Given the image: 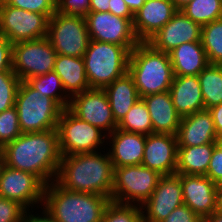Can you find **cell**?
I'll list each match as a JSON object with an SVG mask.
<instances>
[{"label": "cell", "mask_w": 222, "mask_h": 222, "mask_svg": "<svg viewBox=\"0 0 222 222\" xmlns=\"http://www.w3.org/2000/svg\"><path fill=\"white\" fill-rule=\"evenodd\" d=\"M2 155L6 166L31 173L46 186L56 179L62 159L57 129L22 133L2 147Z\"/></svg>", "instance_id": "6da1fadb"}, {"label": "cell", "mask_w": 222, "mask_h": 222, "mask_svg": "<svg viewBox=\"0 0 222 222\" xmlns=\"http://www.w3.org/2000/svg\"><path fill=\"white\" fill-rule=\"evenodd\" d=\"M62 156L55 181L64 189L107 196L111 200L114 167L108 152Z\"/></svg>", "instance_id": "7a4b0ae2"}, {"label": "cell", "mask_w": 222, "mask_h": 222, "mask_svg": "<svg viewBox=\"0 0 222 222\" xmlns=\"http://www.w3.org/2000/svg\"><path fill=\"white\" fill-rule=\"evenodd\" d=\"M110 201L104 195L64 189L54 180L44 188L42 206L58 222H102Z\"/></svg>", "instance_id": "3957f363"}, {"label": "cell", "mask_w": 222, "mask_h": 222, "mask_svg": "<svg viewBox=\"0 0 222 222\" xmlns=\"http://www.w3.org/2000/svg\"><path fill=\"white\" fill-rule=\"evenodd\" d=\"M128 73L133 77L140 98L167 92L174 80L169 53L140 42L130 51Z\"/></svg>", "instance_id": "277c9868"}, {"label": "cell", "mask_w": 222, "mask_h": 222, "mask_svg": "<svg viewBox=\"0 0 222 222\" xmlns=\"http://www.w3.org/2000/svg\"><path fill=\"white\" fill-rule=\"evenodd\" d=\"M130 52L121 45L89 41L83 55L90 88L104 89L128 72Z\"/></svg>", "instance_id": "5b68a950"}, {"label": "cell", "mask_w": 222, "mask_h": 222, "mask_svg": "<svg viewBox=\"0 0 222 222\" xmlns=\"http://www.w3.org/2000/svg\"><path fill=\"white\" fill-rule=\"evenodd\" d=\"M15 107L22 133L57 129V123L63 111L54 99L33 89L26 81H20Z\"/></svg>", "instance_id": "8992f818"}, {"label": "cell", "mask_w": 222, "mask_h": 222, "mask_svg": "<svg viewBox=\"0 0 222 222\" xmlns=\"http://www.w3.org/2000/svg\"><path fill=\"white\" fill-rule=\"evenodd\" d=\"M57 132L62 156L95 153L105 140L107 143V135L102 130L79 119L68 108L60 115Z\"/></svg>", "instance_id": "52a82bcc"}, {"label": "cell", "mask_w": 222, "mask_h": 222, "mask_svg": "<svg viewBox=\"0 0 222 222\" xmlns=\"http://www.w3.org/2000/svg\"><path fill=\"white\" fill-rule=\"evenodd\" d=\"M161 176L143 165L114 167L111 201L141 206L150 198Z\"/></svg>", "instance_id": "ba28073f"}, {"label": "cell", "mask_w": 222, "mask_h": 222, "mask_svg": "<svg viewBox=\"0 0 222 222\" xmlns=\"http://www.w3.org/2000/svg\"><path fill=\"white\" fill-rule=\"evenodd\" d=\"M47 38L57 54L83 57L90 41L85 17L56 11L49 18Z\"/></svg>", "instance_id": "9c48e42d"}, {"label": "cell", "mask_w": 222, "mask_h": 222, "mask_svg": "<svg viewBox=\"0 0 222 222\" xmlns=\"http://www.w3.org/2000/svg\"><path fill=\"white\" fill-rule=\"evenodd\" d=\"M57 52L47 37L16 42L12 46V70L21 81L52 72Z\"/></svg>", "instance_id": "30bf717a"}, {"label": "cell", "mask_w": 222, "mask_h": 222, "mask_svg": "<svg viewBox=\"0 0 222 222\" xmlns=\"http://www.w3.org/2000/svg\"><path fill=\"white\" fill-rule=\"evenodd\" d=\"M49 16L0 4V35L12 44L47 37Z\"/></svg>", "instance_id": "8fae6325"}, {"label": "cell", "mask_w": 222, "mask_h": 222, "mask_svg": "<svg viewBox=\"0 0 222 222\" xmlns=\"http://www.w3.org/2000/svg\"><path fill=\"white\" fill-rule=\"evenodd\" d=\"M84 17L91 40L121 45L129 52L140 43L133 29V19L111 12H88Z\"/></svg>", "instance_id": "7c38bea8"}, {"label": "cell", "mask_w": 222, "mask_h": 222, "mask_svg": "<svg viewBox=\"0 0 222 222\" xmlns=\"http://www.w3.org/2000/svg\"><path fill=\"white\" fill-rule=\"evenodd\" d=\"M68 109L79 119L98 127L106 135L117 129L108 96L104 89L90 88L73 95ZM108 132V133H107Z\"/></svg>", "instance_id": "4fadbf2b"}, {"label": "cell", "mask_w": 222, "mask_h": 222, "mask_svg": "<svg viewBox=\"0 0 222 222\" xmlns=\"http://www.w3.org/2000/svg\"><path fill=\"white\" fill-rule=\"evenodd\" d=\"M45 185L33 174L4 166L0 177V197L15 201L26 210L43 205Z\"/></svg>", "instance_id": "5bb4252c"}, {"label": "cell", "mask_w": 222, "mask_h": 222, "mask_svg": "<svg viewBox=\"0 0 222 222\" xmlns=\"http://www.w3.org/2000/svg\"><path fill=\"white\" fill-rule=\"evenodd\" d=\"M182 204L181 174L163 175L150 198L141 205L143 220L161 222Z\"/></svg>", "instance_id": "9a60e30c"}, {"label": "cell", "mask_w": 222, "mask_h": 222, "mask_svg": "<svg viewBox=\"0 0 222 222\" xmlns=\"http://www.w3.org/2000/svg\"><path fill=\"white\" fill-rule=\"evenodd\" d=\"M201 41V26L178 10L147 42L156 50L169 53L183 43Z\"/></svg>", "instance_id": "2e32d148"}, {"label": "cell", "mask_w": 222, "mask_h": 222, "mask_svg": "<svg viewBox=\"0 0 222 222\" xmlns=\"http://www.w3.org/2000/svg\"><path fill=\"white\" fill-rule=\"evenodd\" d=\"M177 136L167 133H151L146 136L141 165L160 175H173L177 169Z\"/></svg>", "instance_id": "e0dca14e"}, {"label": "cell", "mask_w": 222, "mask_h": 222, "mask_svg": "<svg viewBox=\"0 0 222 222\" xmlns=\"http://www.w3.org/2000/svg\"><path fill=\"white\" fill-rule=\"evenodd\" d=\"M183 201L201 219L210 216L216 208V188L209 177L181 174Z\"/></svg>", "instance_id": "ac0fdd59"}, {"label": "cell", "mask_w": 222, "mask_h": 222, "mask_svg": "<svg viewBox=\"0 0 222 222\" xmlns=\"http://www.w3.org/2000/svg\"><path fill=\"white\" fill-rule=\"evenodd\" d=\"M178 11L171 0H146L134 13L133 29L140 42H147Z\"/></svg>", "instance_id": "d6986e66"}, {"label": "cell", "mask_w": 222, "mask_h": 222, "mask_svg": "<svg viewBox=\"0 0 222 222\" xmlns=\"http://www.w3.org/2000/svg\"><path fill=\"white\" fill-rule=\"evenodd\" d=\"M110 138L108 153L113 167L141 165L144 156L146 135L115 129L107 136Z\"/></svg>", "instance_id": "ffe728a7"}, {"label": "cell", "mask_w": 222, "mask_h": 222, "mask_svg": "<svg viewBox=\"0 0 222 222\" xmlns=\"http://www.w3.org/2000/svg\"><path fill=\"white\" fill-rule=\"evenodd\" d=\"M176 136L178 146H201L216 143L218 138L208 109L182 117Z\"/></svg>", "instance_id": "44dd1931"}, {"label": "cell", "mask_w": 222, "mask_h": 222, "mask_svg": "<svg viewBox=\"0 0 222 222\" xmlns=\"http://www.w3.org/2000/svg\"><path fill=\"white\" fill-rule=\"evenodd\" d=\"M169 93L181 118L205 109L198 76L175 75Z\"/></svg>", "instance_id": "7402d4cb"}, {"label": "cell", "mask_w": 222, "mask_h": 222, "mask_svg": "<svg viewBox=\"0 0 222 222\" xmlns=\"http://www.w3.org/2000/svg\"><path fill=\"white\" fill-rule=\"evenodd\" d=\"M141 99L149 111L153 133L176 135L181 117L175 110L169 91L146 95Z\"/></svg>", "instance_id": "603a6c76"}, {"label": "cell", "mask_w": 222, "mask_h": 222, "mask_svg": "<svg viewBox=\"0 0 222 222\" xmlns=\"http://www.w3.org/2000/svg\"><path fill=\"white\" fill-rule=\"evenodd\" d=\"M174 75L197 76L208 65L201 41L183 43L169 52Z\"/></svg>", "instance_id": "cb8c5ba5"}, {"label": "cell", "mask_w": 222, "mask_h": 222, "mask_svg": "<svg viewBox=\"0 0 222 222\" xmlns=\"http://www.w3.org/2000/svg\"><path fill=\"white\" fill-rule=\"evenodd\" d=\"M53 71L60 77L70 97L90 89L83 57L57 54Z\"/></svg>", "instance_id": "d4e9b609"}, {"label": "cell", "mask_w": 222, "mask_h": 222, "mask_svg": "<svg viewBox=\"0 0 222 222\" xmlns=\"http://www.w3.org/2000/svg\"><path fill=\"white\" fill-rule=\"evenodd\" d=\"M113 118L118 124L131 107L140 99L133 77L127 72L104 88Z\"/></svg>", "instance_id": "484cf974"}, {"label": "cell", "mask_w": 222, "mask_h": 222, "mask_svg": "<svg viewBox=\"0 0 222 222\" xmlns=\"http://www.w3.org/2000/svg\"><path fill=\"white\" fill-rule=\"evenodd\" d=\"M216 145V143H208L201 146H178L175 174L206 176Z\"/></svg>", "instance_id": "4316f807"}, {"label": "cell", "mask_w": 222, "mask_h": 222, "mask_svg": "<svg viewBox=\"0 0 222 222\" xmlns=\"http://www.w3.org/2000/svg\"><path fill=\"white\" fill-rule=\"evenodd\" d=\"M197 76L205 109L222 104V65L209 64Z\"/></svg>", "instance_id": "83f0119b"}, {"label": "cell", "mask_w": 222, "mask_h": 222, "mask_svg": "<svg viewBox=\"0 0 222 222\" xmlns=\"http://www.w3.org/2000/svg\"><path fill=\"white\" fill-rule=\"evenodd\" d=\"M26 82L44 96L54 99L63 109L69 107L71 97L65 92L60 77L54 71L29 78Z\"/></svg>", "instance_id": "f1b7e54d"}, {"label": "cell", "mask_w": 222, "mask_h": 222, "mask_svg": "<svg viewBox=\"0 0 222 222\" xmlns=\"http://www.w3.org/2000/svg\"><path fill=\"white\" fill-rule=\"evenodd\" d=\"M117 128L126 132H134L146 136L153 133L149 111L141 98L117 124Z\"/></svg>", "instance_id": "f546056e"}, {"label": "cell", "mask_w": 222, "mask_h": 222, "mask_svg": "<svg viewBox=\"0 0 222 222\" xmlns=\"http://www.w3.org/2000/svg\"><path fill=\"white\" fill-rule=\"evenodd\" d=\"M180 10L201 27L222 18L221 0H192Z\"/></svg>", "instance_id": "4dcf8cb0"}, {"label": "cell", "mask_w": 222, "mask_h": 222, "mask_svg": "<svg viewBox=\"0 0 222 222\" xmlns=\"http://www.w3.org/2000/svg\"><path fill=\"white\" fill-rule=\"evenodd\" d=\"M201 42L209 64L222 65V18L201 27Z\"/></svg>", "instance_id": "1f68e13d"}, {"label": "cell", "mask_w": 222, "mask_h": 222, "mask_svg": "<svg viewBox=\"0 0 222 222\" xmlns=\"http://www.w3.org/2000/svg\"><path fill=\"white\" fill-rule=\"evenodd\" d=\"M140 205L110 201L105 207L102 222H142Z\"/></svg>", "instance_id": "d6a6232c"}, {"label": "cell", "mask_w": 222, "mask_h": 222, "mask_svg": "<svg viewBox=\"0 0 222 222\" xmlns=\"http://www.w3.org/2000/svg\"><path fill=\"white\" fill-rule=\"evenodd\" d=\"M19 77L13 71L0 73V113L15 106Z\"/></svg>", "instance_id": "836d02e7"}, {"label": "cell", "mask_w": 222, "mask_h": 222, "mask_svg": "<svg viewBox=\"0 0 222 222\" xmlns=\"http://www.w3.org/2000/svg\"><path fill=\"white\" fill-rule=\"evenodd\" d=\"M22 134L15 106L0 113V146L3 147Z\"/></svg>", "instance_id": "e575fe53"}, {"label": "cell", "mask_w": 222, "mask_h": 222, "mask_svg": "<svg viewBox=\"0 0 222 222\" xmlns=\"http://www.w3.org/2000/svg\"><path fill=\"white\" fill-rule=\"evenodd\" d=\"M8 5L51 17L57 9V0H7Z\"/></svg>", "instance_id": "d590c367"}, {"label": "cell", "mask_w": 222, "mask_h": 222, "mask_svg": "<svg viewBox=\"0 0 222 222\" xmlns=\"http://www.w3.org/2000/svg\"><path fill=\"white\" fill-rule=\"evenodd\" d=\"M25 210L19 203L0 197V222H22Z\"/></svg>", "instance_id": "8d00e7d4"}, {"label": "cell", "mask_w": 222, "mask_h": 222, "mask_svg": "<svg viewBox=\"0 0 222 222\" xmlns=\"http://www.w3.org/2000/svg\"><path fill=\"white\" fill-rule=\"evenodd\" d=\"M90 0H57L59 13L85 16L89 12Z\"/></svg>", "instance_id": "74e56055"}, {"label": "cell", "mask_w": 222, "mask_h": 222, "mask_svg": "<svg viewBox=\"0 0 222 222\" xmlns=\"http://www.w3.org/2000/svg\"><path fill=\"white\" fill-rule=\"evenodd\" d=\"M206 176L215 184L222 182V149L217 145L213 150Z\"/></svg>", "instance_id": "f35d334b"}, {"label": "cell", "mask_w": 222, "mask_h": 222, "mask_svg": "<svg viewBox=\"0 0 222 222\" xmlns=\"http://www.w3.org/2000/svg\"><path fill=\"white\" fill-rule=\"evenodd\" d=\"M161 222H202V219L188 206L182 204L176 207L167 218Z\"/></svg>", "instance_id": "ab89813d"}, {"label": "cell", "mask_w": 222, "mask_h": 222, "mask_svg": "<svg viewBox=\"0 0 222 222\" xmlns=\"http://www.w3.org/2000/svg\"><path fill=\"white\" fill-rule=\"evenodd\" d=\"M12 46L13 44L0 35V73L12 70Z\"/></svg>", "instance_id": "60d3db41"}, {"label": "cell", "mask_w": 222, "mask_h": 222, "mask_svg": "<svg viewBox=\"0 0 222 222\" xmlns=\"http://www.w3.org/2000/svg\"><path fill=\"white\" fill-rule=\"evenodd\" d=\"M109 12L118 17L134 19V14L128 8L124 0H111L109 4Z\"/></svg>", "instance_id": "b9f144b4"}, {"label": "cell", "mask_w": 222, "mask_h": 222, "mask_svg": "<svg viewBox=\"0 0 222 222\" xmlns=\"http://www.w3.org/2000/svg\"><path fill=\"white\" fill-rule=\"evenodd\" d=\"M30 209L25 210L22 222H58L55 220V218L45 209L43 206V211L41 215L32 214Z\"/></svg>", "instance_id": "7bdbcfd3"}, {"label": "cell", "mask_w": 222, "mask_h": 222, "mask_svg": "<svg viewBox=\"0 0 222 222\" xmlns=\"http://www.w3.org/2000/svg\"><path fill=\"white\" fill-rule=\"evenodd\" d=\"M208 110L211 113L217 136H222V104L215 105Z\"/></svg>", "instance_id": "ee69618b"}, {"label": "cell", "mask_w": 222, "mask_h": 222, "mask_svg": "<svg viewBox=\"0 0 222 222\" xmlns=\"http://www.w3.org/2000/svg\"><path fill=\"white\" fill-rule=\"evenodd\" d=\"M111 0H90L89 12H109Z\"/></svg>", "instance_id": "f6af8a7d"}, {"label": "cell", "mask_w": 222, "mask_h": 222, "mask_svg": "<svg viewBox=\"0 0 222 222\" xmlns=\"http://www.w3.org/2000/svg\"><path fill=\"white\" fill-rule=\"evenodd\" d=\"M128 8L134 14L138 11L145 3L146 0H124Z\"/></svg>", "instance_id": "bcb514c9"}, {"label": "cell", "mask_w": 222, "mask_h": 222, "mask_svg": "<svg viewBox=\"0 0 222 222\" xmlns=\"http://www.w3.org/2000/svg\"><path fill=\"white\" fill-rule=\"evenodd\" d=\"M215 211L222 214V182L216 188V208Z\"/></svg>", "instance_id": "7dc6e473"}, {"label": "cell", "mask_w": 222, "mask_h": 222, "mask_svg": "<svg viewBox=\"0 0 222 222\" xmlns=\"http://www.w3.org/2000/svg\"><path fill=\"white\" fill-rule=\"evenodd\" d=\"M202 222H222V214L214 211L210 216L202 219Z\"/></svg>", "instance_id": "c3c4849f"}, {"label": "cell", "mask_w": 222, "mask_h": 222, "mask_svg": "<svg viewBox=\"0 0 222 222\" xmlns=\"http://www.w3.org/2000/svg\"><path fill=\"white\" fill-rule=\"evenodd\" d=\"M175 7L180 10L182 7H184L187 3L191 2L192 0H171Z\"/></svg>", "instance_id": "681fc988"}, {"label": "cell", "mask_w": 222, "mask_h": 222, "mask_svg": "<svg viewBox=\"0 0 222 222\" xmlns=\"http://www.w3.org/2000/svg\"><path fill=\"white\" fill-rule=\"evenodd\" d=\"M4 166H5L4 158H0V177Z\"/></svg>", "instance_id": "f907efd6"}, {"label": "cell", "mask_w": 222, "mask_h": 222, "mask_svg": "<svg viewBox=\"0 0 222 222\" xmlns=\"http://www.w3.org/2000/svg\"><path fill=\"white\" fill-rule=\"evenodd\" d=\"M216 144L219 148L222 149V136H219L216 140Z\"/></svg>", "instance_id": "816d5d0a"}, {"label": "cell", "mask_w": 222, "mask_h": 222, "mask_svg": "<svg viewBox=\"0 0 222 222\" xmlns=\"http://www.w3.org/2000/svg\"><path fill=\"white\" fill-rule=\"evenodd\" d=\"M0 158H3V155H2V147L0 146Z\"/></svg>", "instance_id": "f5cc1de1"}, {"label": "cell", "mask_w": 222, "mask_h": 222, "mask_svg": "<svg viewBox=\"0 0 222 222\" xmlns=\"http://www.w3.org/2000/svg\"><path fill=\"white\" fill-rule=\"evenodd\" d=\"M5 2H7V0H0V4Z\"/></svg>", "instance_id": "db71d44e"}]
</instances>
